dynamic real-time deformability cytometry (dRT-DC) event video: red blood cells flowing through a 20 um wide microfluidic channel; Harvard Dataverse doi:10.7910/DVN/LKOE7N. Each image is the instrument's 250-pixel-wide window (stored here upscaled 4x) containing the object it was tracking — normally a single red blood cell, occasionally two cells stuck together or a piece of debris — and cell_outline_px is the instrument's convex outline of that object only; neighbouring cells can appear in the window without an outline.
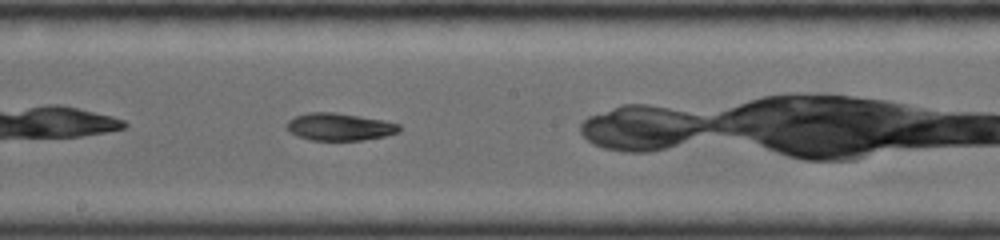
{"species": "common noctule bat (a hibernating species)", "species_latin": "Nyctalus noctula", "temperature_condition": "room temperature", "stored_images_in_passage": 30, "camera_frame_rate_fps": 4000, "um_per_image_px": 0.085, "animal": {"sex": "female", "body_mass_g": 19.0, "forearm_length_mm": 56.7}, "frame": {"image": 1, "passage_image": 14, "time_ms": 3.75, "image_size_px": [1000, 240], "cell_outline_px": [[400, 132], [384, 136], [360, 140], [312, 140], [296, 136], [284, 124], [288, 120], [296, 116], [308, 112], [336, 112], [384, 120], [400, 124]], "centroid_in_image_um": [28.86, 10.77], "position_along_channel_um": 219.3, "area_um2": 17.98}}